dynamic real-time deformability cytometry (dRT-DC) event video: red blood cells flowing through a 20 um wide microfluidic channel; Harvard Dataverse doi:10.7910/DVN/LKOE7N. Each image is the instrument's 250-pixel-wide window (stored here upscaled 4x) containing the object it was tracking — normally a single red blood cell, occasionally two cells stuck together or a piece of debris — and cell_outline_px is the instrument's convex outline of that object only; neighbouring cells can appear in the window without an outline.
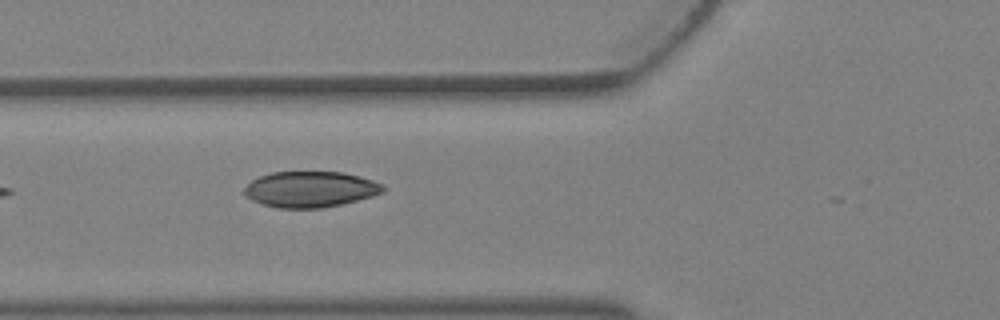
{"species": "Egyptian fruit bat (a non-hibernating species)", "species_latin": "Rousettus aegyptiacus", "temperature_condition": "warm", "stored_images_in_passage": 5, "camera_frame_rate_fps": 3000, "um_per_image_px": 0.085, "animal": {"sex": "female"}, "frame": {"image": 1, "passage_image": 5, "time_ms": 1.333, "image_size_px": [1000, 320], "cell_outline_px": [[384, 192], [372, 196], [340, 204], [320, 208], [276, 208], [252, 200], [244, 196], [244, 188], [252, 180], [260, 176], [272, 172], [344, 172], [360, 176], [384, 184]], "centroid_in_image_um": [26.37, 16.08], "position_along_channel_um": 99.4, "area_um2": 28.96}}